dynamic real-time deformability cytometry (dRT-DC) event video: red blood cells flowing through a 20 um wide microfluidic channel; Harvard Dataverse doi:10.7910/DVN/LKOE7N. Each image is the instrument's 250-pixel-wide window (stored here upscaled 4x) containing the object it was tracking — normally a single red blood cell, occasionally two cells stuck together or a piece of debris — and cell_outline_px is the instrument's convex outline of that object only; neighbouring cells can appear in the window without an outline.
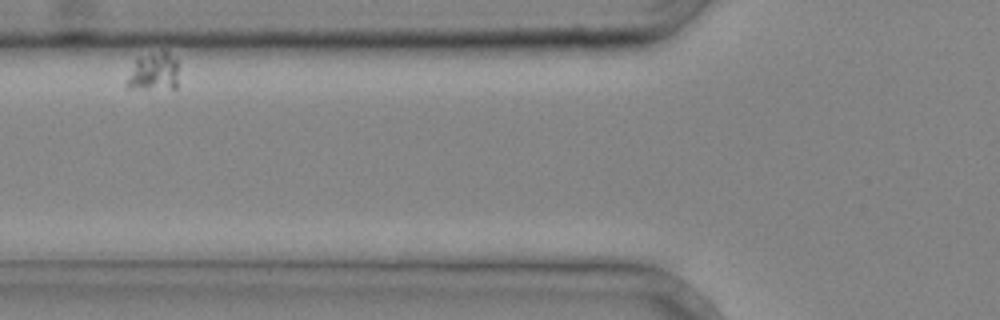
{"species": "common noctule bat (a hibernating species)", "species_latin": "Nyctalus noctula", "temperature_condition": "cold", "stored_images_in_passage": 4, "camera_frame_rate_fps": 3000, "um_per_image_px": 0.085, "animal": {"sex": "male", "body_mass_g": 20.4}, "frame": {"image": 1, "passage_image": 2, "time_ms": 0.333, "image_size_px": [1000, 320], "cell_outline_px": [[176, 88], [128, 88], [124, 84], [136, 56], [160, 52], [168, 52], [176, 60]], "centroid_in_image_um": [12.99, 6.1], "position_along_channel_um": 112.8, "area_um2": 11.33}}